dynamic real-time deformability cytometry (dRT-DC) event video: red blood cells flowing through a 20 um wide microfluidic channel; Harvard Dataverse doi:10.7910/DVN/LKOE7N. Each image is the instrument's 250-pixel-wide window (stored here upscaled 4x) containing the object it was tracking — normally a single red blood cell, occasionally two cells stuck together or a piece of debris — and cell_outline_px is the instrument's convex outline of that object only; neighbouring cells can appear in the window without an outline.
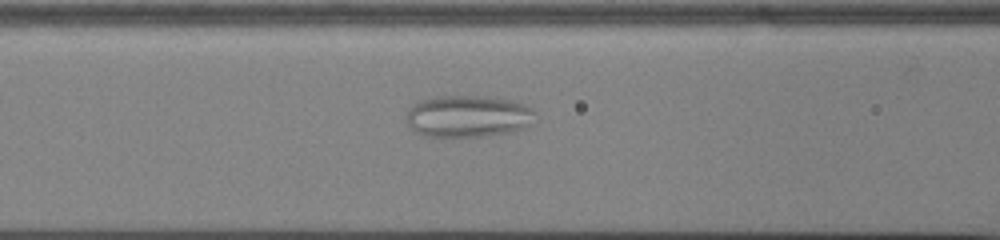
{"species": "common noctule bat (a hibernating species)", "species_latin": "Nyctalus noctula", "temperature_condition": "cold", "stored_images_in_passage": 44, "camera_frame_rate_fps": 3000, "um_per_image_px": 0.085, "animal": {"sex": "male", "body_mass_g": 13.0, "forearm_length_mm": 53.1}, "frame": {"image": 1, "passage_image": 18, "time_ms": 5.667, "image_size_px": [1000, 240], "cell_outline_px": [[536, 112], [528, 124], [524, 128], [508, 132], [484, 136], [424, 136], [416, 132], [404, 120], [404, 116], [408, 108], [420, 100], [436, 96], [480, 96], [512, 100], [524, 104], [532, 108]], "centroid_in_image_um": [39.72, 9.87], "position_along_channel_um": 126.9, "area_um2": 31.44}}
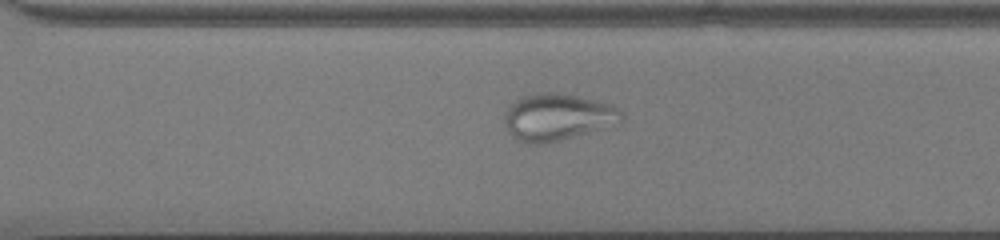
{"frame": {"image": 2, "passage_image": 34, "time_ms": 11.0, "image_size_px": [1000, 240], "cell_outline_px": [[624, 120], [620, 124], [560, 140], [544, 144], [528, 144], [516, 140], [508, 132], [504, 120], [504, 112], [516, 100], [524, 96], [540, 92], [556, 92], [580, 96], [612, 104], [624, 116]], "centroid_in_image_um": [47.4, 9.96], "position_along_channel_um": 323.2, "area_um2": 32.31}}
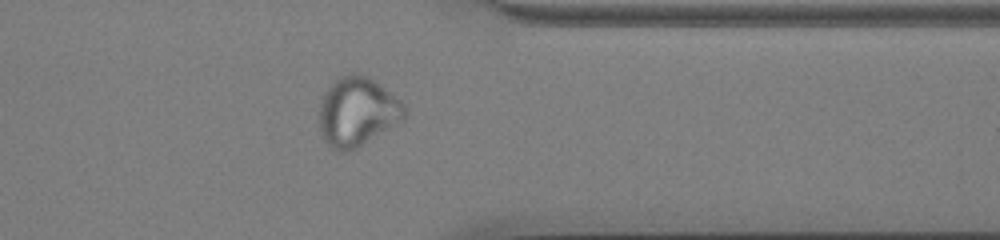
{"frame": {"image": 3, "passage_image": 39, "time_ms": 12.667, "image_size_px": [1000, 240], "cell_outline_px": [[408, 116], [404, 120], [356, 148], [344, 152], [336, 152], [324, 140], [320, 128], [320, 104], [324, 92], [340, 76], [360, 72], [368, 76], [400, 100], [404, 104], [408, 112]], "centroid_in_image_um": [30.4, 9.5], "position_along_channel_um": 381.0, "area_um2": 34.28}}